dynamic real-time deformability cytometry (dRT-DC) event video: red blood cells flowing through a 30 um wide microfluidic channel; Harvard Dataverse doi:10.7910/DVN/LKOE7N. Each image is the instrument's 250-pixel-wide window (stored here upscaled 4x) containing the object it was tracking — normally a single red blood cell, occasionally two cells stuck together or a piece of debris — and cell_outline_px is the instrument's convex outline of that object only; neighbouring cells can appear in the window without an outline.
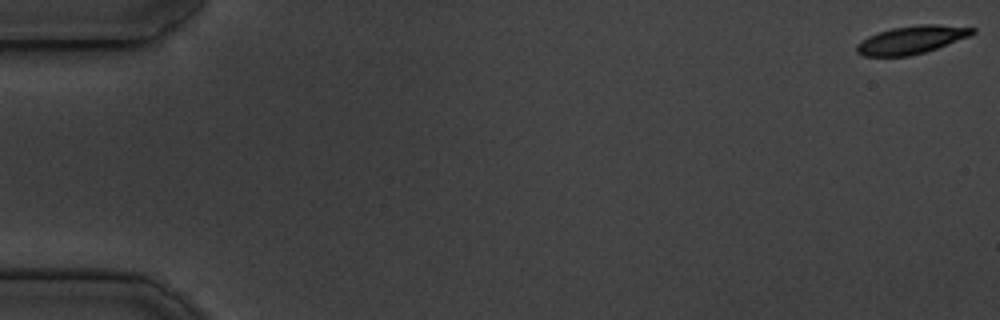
{"species": "common noctule bat (a hibernating species)", "species_latin": "Nyctalus noctula", "temperature_condition": "cold", "stored_images_in_passage": 54, "camera_frame_rate_fps": 3000, "um_per_image_px": 0.085, "animal": {"sex": "male", "body_mass_g": 19.5, "forearm_length_mm": 54.6}, "frame": {"image": 1, "passage_image": 1, "time_ms": 0.0, "image_size_px": [1000, 320], "cell_outline_px": [[976, 32], [968, 36], [936, 48], [924, 52], [908, 56], [864, 56], [856, 52], [856, 44], [868, 36], [892, 28], [920, 24], [936, 24], [976, 28]], "centroid_in_image_um": [77.45, 3.38], "position_along_channel_um": 7.5, "area_um2": 18.61}}
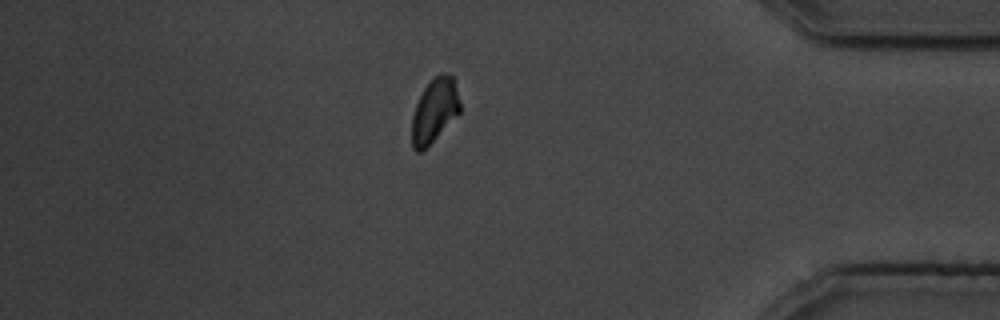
{"frame": {"image": 2, "passage_image": 47, "time_ms": 15.333, "image_size_px": [1000, 320], "cell_outline_px": [[460, 112], [420, 152], [416, 152], [412, 148], [412, 116], [416, 104], [424, 88], [440, 72], [448, 72], [452, 76], [460, 100]], "centroid_in_image_um": [36.93, 9.36], "position_along_channel_um": 398.3, "area_um2": 17.51}}
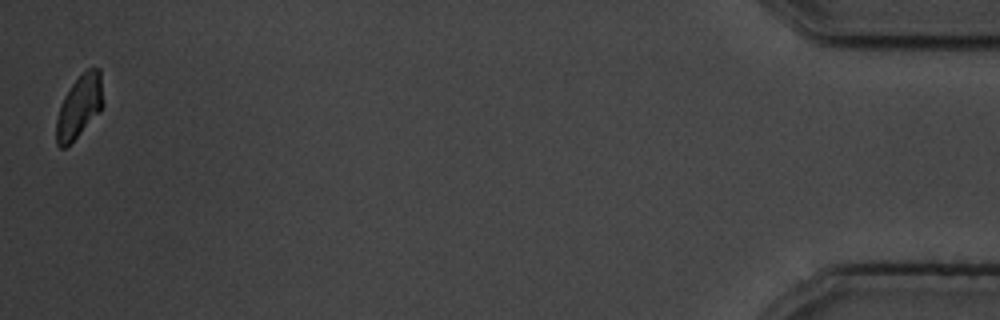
{"frame": {"image": 3, "passage_image": 54, "time_ms": 17.667, "image_size_px": [1000, 320], "cell_outline_px": [[104, 104], [100, 112], [64, 148], [60, 148], [56, 144], [56, 120], [60, 104], [64, 96], [72, 84], [88, 68], [100, 68], [104, 100]], "centroid_in_image_um": [6.75, 9.03], "position_along_channel_um": 428.4, "area_um2": 16.99}, "authors_computed_cell_mechanics": {"area_um2": 19.1896, "velocity_mm_per_s": 3.7305, "shape_relaxation_time_tau1_ms": 6.4323, "shape_relaxation_time_tau2_ms": null, "deformation_change_tau1": 0.1819, "deformation_change_tau2": null}}